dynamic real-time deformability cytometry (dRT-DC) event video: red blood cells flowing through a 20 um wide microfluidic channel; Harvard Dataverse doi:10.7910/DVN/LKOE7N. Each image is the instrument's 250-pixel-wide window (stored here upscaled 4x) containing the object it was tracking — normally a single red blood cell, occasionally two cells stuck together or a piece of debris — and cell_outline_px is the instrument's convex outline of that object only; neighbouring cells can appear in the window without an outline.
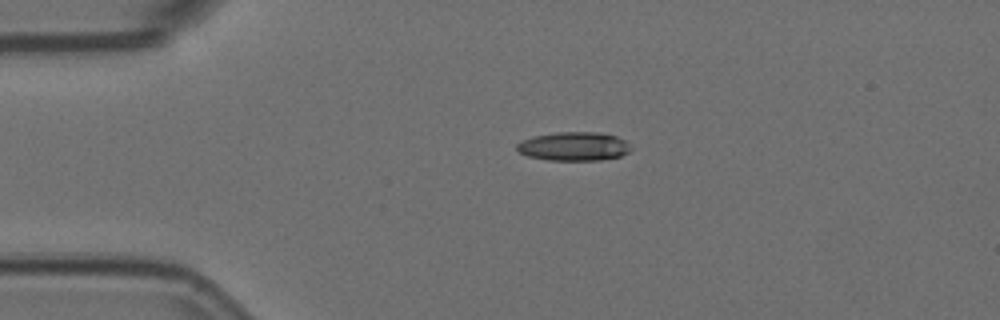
{"species": "Egyptian fruit bat (a non-hibernating species)", "species_latin": "Rousettus aegyptiacus", "temperature_condition": "room temperature", "stored_images_in_passage": 2, "camera_frame_rate_fps": 3000, "um_per_image_px": 0.085, "animal": {"sex": "female"}, "frame": {"image": 1, "passage_image": 1, "time_ms": 0.0, "image_size_px": [1000, 320], "cell_outline_px": [[632, 148], [628, 152], [620, 156], [600, 160], [548, 160], [528, 156], [520, 152], [516, 148], [516, 144], [520, 140], [532, 136], [556, 132], [596, 132], [616, 136], [624, 140]], "centroid_in_image_um": [48.74, 12.43], "position_along_channel_um": 36.3, "area_um2": 19.13}}